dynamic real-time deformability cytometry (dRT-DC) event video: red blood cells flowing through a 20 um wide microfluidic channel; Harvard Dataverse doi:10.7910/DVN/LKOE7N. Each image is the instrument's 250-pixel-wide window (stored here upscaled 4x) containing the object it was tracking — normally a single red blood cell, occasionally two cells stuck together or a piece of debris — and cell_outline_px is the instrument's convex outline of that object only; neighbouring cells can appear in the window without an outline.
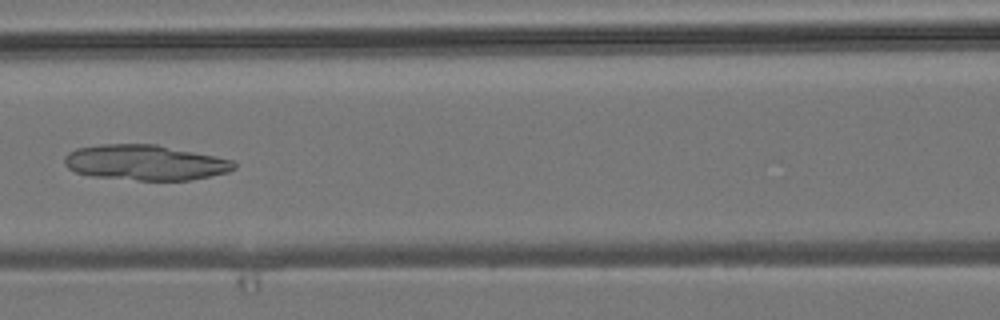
{"species": "common noctule bat (a hibernating species)", "species_latin": "Nyctalus noctula", "temperature_condition": "room temperature", "stored_images_in_passage": 6, "camera_frame_rate_fps": 3000, "um_per_image_px": 0.085, "animal": {"sex": "male", "body_mass_g": 19.2, "forearm_length_mm": 51.8}, "frame": {"image": 1, "passage_image": 6, "time_ms": 5.667, "image_size_px": [1000, 320], "cell_outline_px": [[236, 168], [228, 172], [188, 180], [140, 180], [92, 176], [76, 172], [68, 168], [64, 164], [64, 156], [68, 152], [76, 148], [100, 144], [156, 144], [232, 160], [236, 164]], "centroid_in_image_um": [12.3, 13.81], "position_along_channel_um": 154.3, "area_um2": 34.74}}